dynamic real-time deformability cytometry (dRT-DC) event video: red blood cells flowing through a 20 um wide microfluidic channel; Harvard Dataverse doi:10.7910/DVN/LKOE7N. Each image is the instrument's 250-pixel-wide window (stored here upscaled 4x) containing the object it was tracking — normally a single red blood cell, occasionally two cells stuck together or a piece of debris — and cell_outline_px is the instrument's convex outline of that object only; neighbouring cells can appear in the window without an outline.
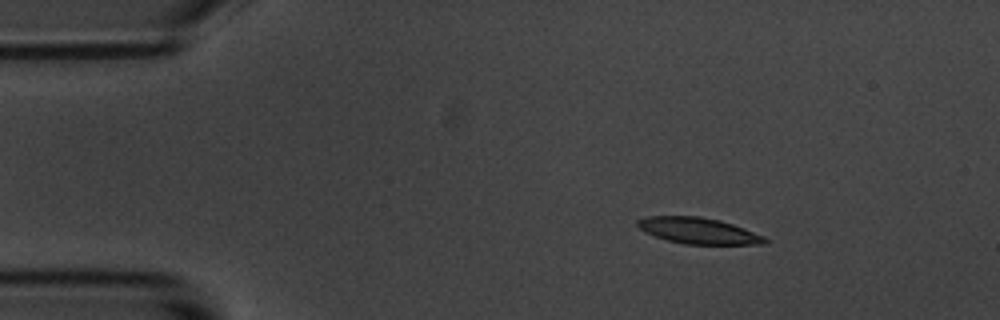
{"species": "common noctule bat (a hibernating species)", "species_latin": "Nyctalus noctula", "temperature_condition": "room temperature", "stored_images_in_passage": 4, "camera_frame_rate_fps": 3000, "um_per_image_px": 0.085, "animal": {"sex": "male", "body_mass_g": 20.1, "forearm_length_mm": 53.5}, "frame": {"image": 1, "passage_image": 2, "time_ms": 1.0, "image_size_px": [1000, 320], "cell_outline_px": [[768, 240], [764, 244], [684, 244], [668, 240], [644, 232], [636, 224], [636, 220], [648, 216], [700, 216], [720, 220], [744, 228], [764, 236]], "centroid_in_image_um": [59.35, 19.6], "position_along_channel_um": 25.6, "area_um2": 19.31}}